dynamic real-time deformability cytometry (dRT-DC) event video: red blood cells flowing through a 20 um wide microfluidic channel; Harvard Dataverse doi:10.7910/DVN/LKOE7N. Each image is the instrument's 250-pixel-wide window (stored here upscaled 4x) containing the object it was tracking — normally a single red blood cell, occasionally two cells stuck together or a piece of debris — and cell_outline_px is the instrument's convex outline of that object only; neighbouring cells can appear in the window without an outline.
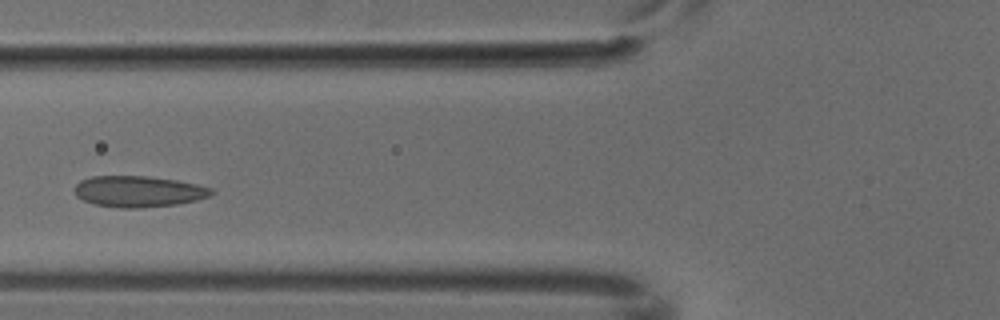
{"species": "common noctule bat (a hibernating species)", "species_latin": "Nyctalus noctula", "temperature_condition": "cold", "stored_images_in_passage": 2, "camera_frame_rate_fps": 3000, "um_per_image_px": 0.085, "animal": {"sex": "male", "body_mass_g": 18.8}, "frame": {"image": 1, "passage_image": 2, "time_ms": 0.333, "image_size_px": [1000, 320], "cell_outline_px": [[216, 192], [212, 196], [196, 200], [176, 204], [140, 208], [116, 208], [92, 204], [76, 196], [72, 188], [80, 180], [92, 176], [148, 176], [176, 180], [196, 184], [212, 188]], "centroid_in_image_um": [11.75, 16.28], "position_along_channel_um": 114.0, "area_um2": 25.14}}